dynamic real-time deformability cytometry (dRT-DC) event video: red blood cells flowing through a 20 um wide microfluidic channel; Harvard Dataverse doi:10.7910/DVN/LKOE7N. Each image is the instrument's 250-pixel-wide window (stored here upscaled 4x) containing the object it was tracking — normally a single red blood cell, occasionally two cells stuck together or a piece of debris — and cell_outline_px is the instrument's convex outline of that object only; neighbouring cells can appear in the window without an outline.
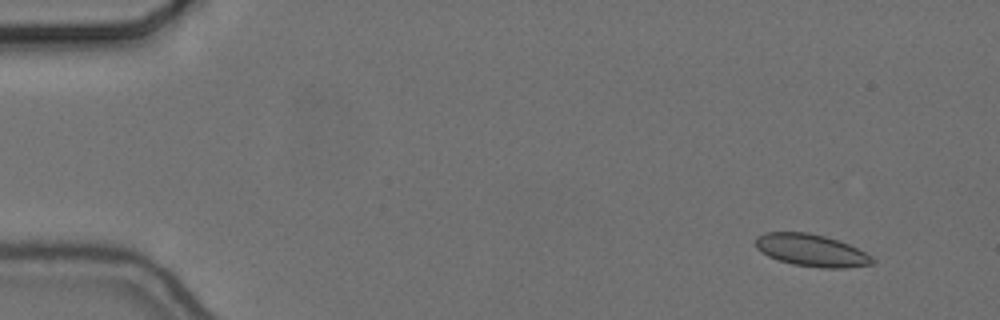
{"species": "common noctule bat (a hibernating species)", "species_latin": "Nyctalus noctula", "temperature_condition": "cold", "stored_images_in_passage": 12, "camera_frame_rate_fps": 3000, "um_per_image_px": 0.085, "animal": {"sex": "female", "body_mass_g": 24.6, "forearm_length_mm": 56.2}, "frame": {"image": 1, "passage_image": 1, "time_ms": 0.0, "image_size_px": [1000, 320], "cell_outline_px": [[876, 260], [872, 264], [844, 268], [820, 268], [792, 264], [768, 256], [760, 252], [756, 248], [756, 236], [764, 232], [808, 232], [824, 236], [848, 244], [872, 256]], "centroid_in_image_um": [68.94, 21.28], "position_along_channel_um": 16.1, "area_um2": 21.91}}